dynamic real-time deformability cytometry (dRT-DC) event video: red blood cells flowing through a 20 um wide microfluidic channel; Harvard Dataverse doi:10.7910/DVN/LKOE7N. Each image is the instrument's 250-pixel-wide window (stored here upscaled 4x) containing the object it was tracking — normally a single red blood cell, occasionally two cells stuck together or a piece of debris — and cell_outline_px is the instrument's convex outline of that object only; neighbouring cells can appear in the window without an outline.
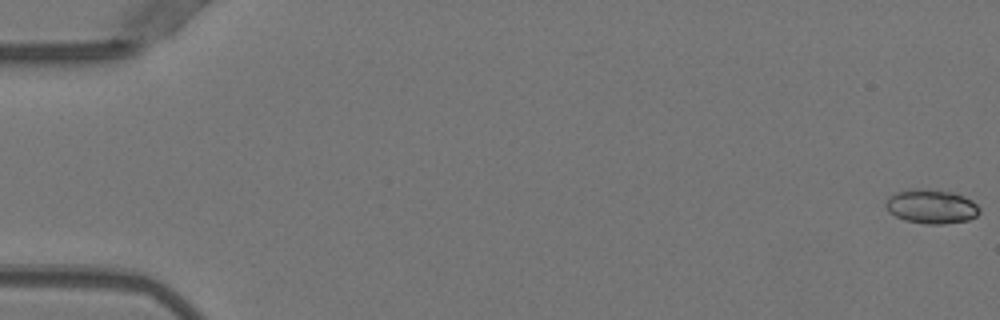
{"species": "Egyptian fruit bat (a non-hibernating species)", "species_latin": "Rousettus aegyptiacus", "temperature_condition": "warm", "stored_images_in_passage": 52, "camera_frame_rate_fps": 3000, "um_per_image_px": 0.085, "animal": {"sex": "female"}, "frame": {"image": 1, "passage_image": 1, "time_ms": 0.0, "image_size_px": [1000, 320], "cell_outline_px": [[980, 212], [976, 216], [968, 220], [944, 224], [928, 224], [904, 220], [888, 212], [884, 204], [888, 196], [896, 192], [908, 188], [924, 188], [952, 192], [964, 196], [972, 200], [980, 208]], "centroid_in_image_um": [79.14, 17.53], "position_along_channel_um": 5.9, "area_um2": 18.96}}
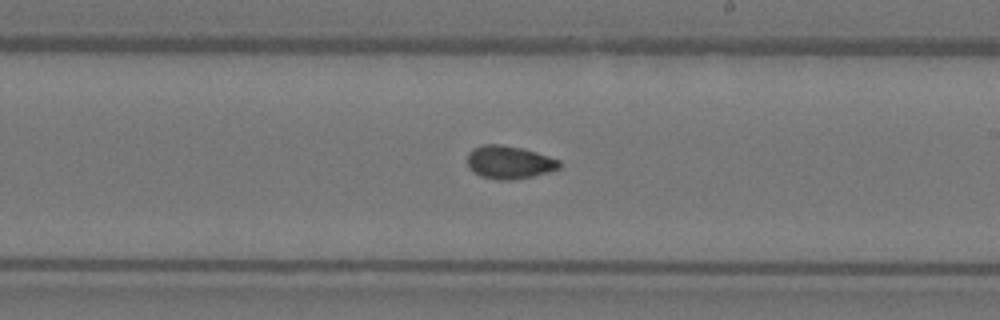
{"frame": {"image": 2, "passage_image": 31, "time_ms": 10.0, "image_size_px": [1000, 320], "cell_outline_px": [[560, 168], [548, 172], [532, 176], [512, 180], [500, 180], [480, 176], [468, 164], [468, 152], [472, 148], [484, 144], [500, 144], [524, 148], [560, 160]], "centroid_in_image_um": [43.29, 13.78], "position_along_channel_um": 245.7, "area_um2": 17.63}}
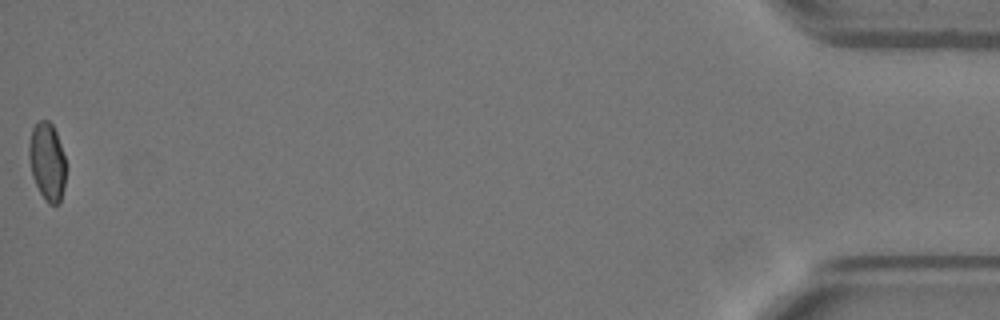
{"frame": {"image": 3, "passage_image": 52, "time_ms": 17.0, "image_size_px": [1000, 320], "cell_outline_px": [[64, 188], [60, 204], [48, 204], [40, 192], [32, 176], [28, 156], [28, 144], [32, 128], [40, 120], [48, 120], [52, 124], [56, 132], [64, 156]], "centroid_in_image_um": [3.99, 13.73], "position_along_channel_um": 431.2, "area_um2": 16.65}, "authors_computed_cell_mechanics": {"area_um2": 17.5134, "velocity_mm_per_s": 4.0115, "shape_relaxation_time_tau1_ms": 9.7614, "shape_relaxation_time_tau2_ms": 2.1309, "deformation_change_tau1": 0.2142, "deformation_change_tau2": 0.0526}}